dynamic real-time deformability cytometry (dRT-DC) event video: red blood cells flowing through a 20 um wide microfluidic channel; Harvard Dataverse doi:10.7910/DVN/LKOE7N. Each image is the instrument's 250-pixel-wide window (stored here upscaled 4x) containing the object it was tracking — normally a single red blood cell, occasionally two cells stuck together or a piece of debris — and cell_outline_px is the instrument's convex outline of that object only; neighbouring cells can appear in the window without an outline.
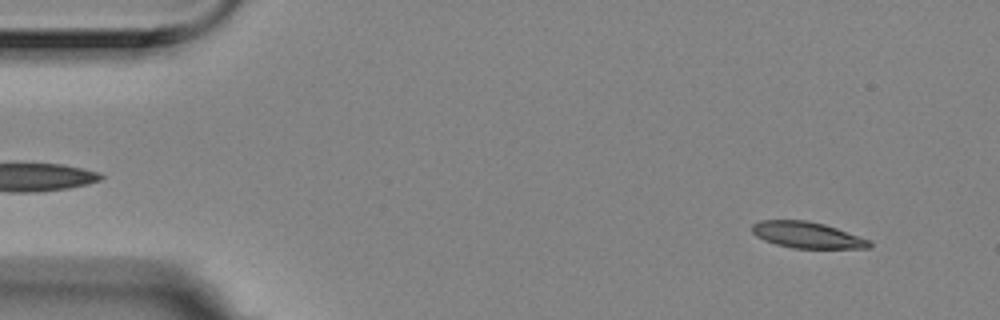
{"species": "Egyptian fruit bat (a non-hibernating species)", "species_latin": "Rousettus aegyptiacus", "temperature_condition": "room temperature", "stored_images_in_passage": 5, "camera_frame_rate_fps": 3000, "um_per_image_px": 0.085, "animal": {"sex": "female"}, "frame": {"image": 1, "passage_image": 1, "time_ms": 0.0, "image_size_px": [1000, 320], "cell_outline_px": [[872, 244], [868, 248], [792, 248], [776, 244], [764, 240], [756, 236], [752, 232], [752, 224], [760, 220], [808, 220], [824, 224], [872, 240]], "centroid_in_image_um": [68.61, 19.97], "position_along_channel_um": 16.4, "area_um2": 17.98}}